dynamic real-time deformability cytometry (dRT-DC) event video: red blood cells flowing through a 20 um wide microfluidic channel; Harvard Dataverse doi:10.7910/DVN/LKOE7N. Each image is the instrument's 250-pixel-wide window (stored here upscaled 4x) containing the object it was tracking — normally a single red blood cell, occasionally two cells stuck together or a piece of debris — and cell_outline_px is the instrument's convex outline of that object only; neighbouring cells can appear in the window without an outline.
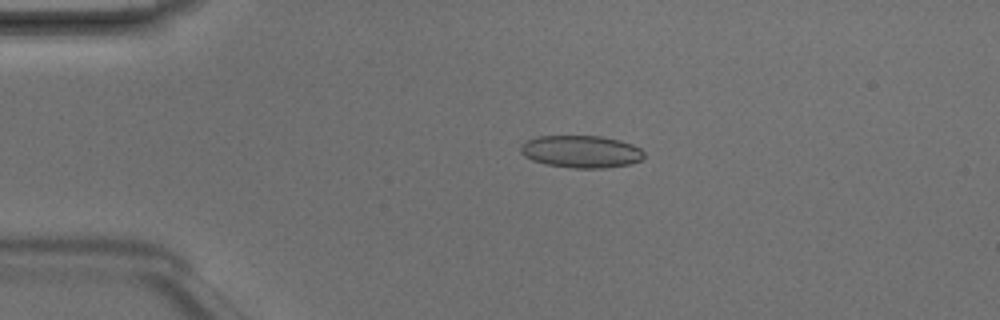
{"species": "Egyptian fruit bat (a non-hibernating species)", "species_latin": "Rousettus aegyptiacus", "temperature_condition": "room temperature", "stored_images_in_passage": 4, "camera_frame_rate_fps": 3000, "um_per_image_px": 0.085, "animal": {"sex": "male"}, "frame": {"image": 1, "passage_image": 3, "time_ms": 0.667, "image_size_px": [1000, 320], "cell_outline_px": [[644, 156], [640, 160], [632, 164], [604, 168], [572, 168], [544, 164], [532, 160], [524, 156], [520, 152], [520, 144], [524, 140], [536, 136], [600, 136], [620, 140], [632, 144], [640, 148], [644, 152]], "centroid_in_image_um": [49.36, 12.88], "position_along_channel_um": 35.6, "area_um2": 23.58}}